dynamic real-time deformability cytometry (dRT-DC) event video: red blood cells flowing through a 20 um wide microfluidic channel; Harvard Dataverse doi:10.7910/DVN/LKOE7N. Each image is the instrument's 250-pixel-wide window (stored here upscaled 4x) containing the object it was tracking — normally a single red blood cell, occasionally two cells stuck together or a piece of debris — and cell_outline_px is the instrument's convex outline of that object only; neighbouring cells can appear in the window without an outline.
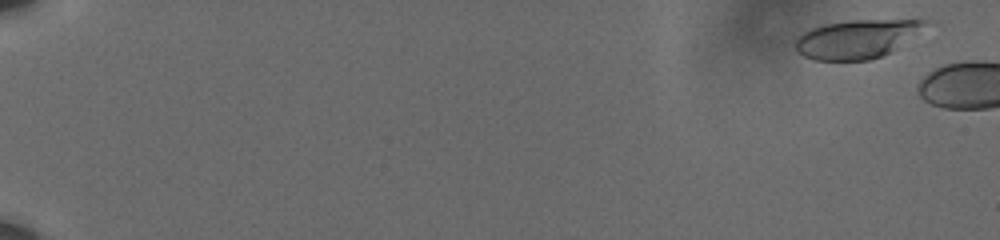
{"species": "human", "species_latin": "Homo sapiens", "temperature_condition": "cold", "stored_images_in_passage": 19, "camera_frame_rate_fps": 3000, "um_per_image_px": 0.085, "donor": {"sex": "male"}, "frame": {"image": 1, "passage_image": 4, "time_ms": 1.0, "image_size_px": [1000, 240], "cell_outline_px": [[924, 20], [920, 24], [888, 52], [880, 56], [868, 60], [816, 60], [804, 56], [796, 48], [796, 36], [812, 28], [824, 24], [848, 20]], "centroid_in_image_um": [72.56, 3.32], "position_along_channel_um": 12.4, "area_um2": 27.4}}